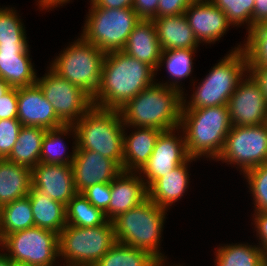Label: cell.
Segmentation results:
<instances>
[{
  "mask_svg": "<svg viewBox=\"0 0 267 266\" xmlns=\"http://www.w3.org/2000/svg\"><path fill=\"white\" fill-rule=\"evenodd\" d=\"M155 71L147 64L123 51L106 53L100 86L92 105L101 109L119 110L156 80Z\"/></svg>",
  "mask_w": 267,
  "mask_h": 266,
  "instance_id": "obj_1",
  "label": "cell"
},
{
  "mask_svg": "<svg viewBox=\"0 0 267 266\" xmlns=\"http://www.w3.org/2000/svg\"><path fill=\"white\" fill-rule=\"evenodd\" d=\"M183 92L154 82L119 111L126 128L151 127L167 131L180 127Z\"/></svg>",
  "mask_w": 267,
  "mask_h": 266,
  "instance_id": "obj_2",
  "label": "cell"
},
{
  "mask_svg": "<svg viewBox=\"0 0 267 266\" xmlns=\"http://www.w3.org/2000/svg\"><path fill=\"white\" fill-rule=\"evenodd\" d=\"M232 127L227 105L182 109L180 128L185 137L188 155L216 160Z\"/></svg>",
  "mask_w": 267,
  "mask_h": 266,
  "instance_id": "obj_3",
  "label": "cell"
},
{
  "mask_svg": "<svg viewBox=\"0 0 267 266\" xmlns=\"http://www.w3.org/2000/svg\"><path fill=\"white\" fill-rule=\"evenodd\" d=\"M167 211L145 199L112 221L116 242L148 251L160 263H166L167 256L159 246Z\"/></svg>",
  "mask_w": 267,
  "mask_h": 266,
  "instance_id": "obj_4",
  "label": "cell"
},
{
  "mask_svg": "<svg viewBox=\"0 0 267 266\" xmlns=\"http://www.w3.org/2000/svg\"><path fill=\"white\" fill-rule=\"evenodd\" d=\"M76 150H91L114 160L123 170L124 124L119 110L92 106L74 125Z\"/></svg>",
  "mask_w": 267,
  "mask_h": 266,
  "instance_id": "obj_5",
  "label": "cell"
},
{
  "mask_svg": "<svg viewBox=\"0 0 267 266\" xmlns=\"http://www.w3.org/2000/svg\"><path fill=\"white\" fill-rule=\"evenodd\" d=\"M239 44L229 51L223 59L213 66L199 86H195V91L186 101L183 96L182 109H197L205 107H215L227 105L230 96L234 93L240 80L248 72L247 60L244 51ZM201 83V84H200Z\"/></svg>",
  "mask_w": 267,
  "mask_h": 266,
  "instance_id": "obj_6",
  "label": "cell"
},
{
  "mask_svg": "<svg viewBox=\"0 0 267 266\" xmlns=\"http://www.w3.org/2000/svg\"><path fill=\"white\" fill-rule=\"evenodd\" d=\"M115 243L111 221L95 227L66 225L58 235L59 258L63 266H93Z\"/></svg>",
  "mask_w": 267,
  "mask_h": 266,
  "instance_id": "obj_7",
  "label": "cell"
},
{
  "mask_svg": "<svg viewBox=\"0 0 267 266\" xmlns=\"http://www.w3.org/2000/svg\"><path fill=\"white\" fill-rule=\"evenodd\" d=\"M71 43L51 61L49 67L93 98L100 86L106 53L81 36Z\"/></svg>",
  "mask_w": 267,
  "mask_h": 266,
  "instance_id": "obj_8",
  "label": "cell"
},
{
  "mask_svg": "<svg viewBox=\"0 0 267 266\" xmlns=\"http://www.w3.org/2000/svg\"><path fill=\"white\" fill-rule=\"evenodd\" d=\"M81 37L105 53L122 51L141 18L133 8L94 7L86 15Z\"/></svg>",
  "mask_w": 267,
  "mask_h": 266,
  "instance_id": "obj_9",
  "label": "cell"
},
{
  "mask_svg": "<svg viewBox=\"0 0 267 266\" xmlns=\"http://www.w3.org/2000/svg\"><path fill=\"white\" fill-rule=\"evenodd\" d=\"M0 247L12 261L31 266H55L59 259L58 234L40 227L9 234Z\"/></svg>",
  "mask_w": 267,
  "mask_h": 266,
  "instance_id": "obj_10",
  "label": "cell"
},
{
  "mask_svg": "<svg viewBox=\"0 0 267 266\" xmlns=\"http://www.w3.org/2000/svg\"><path fill=\"white\" fill-rule=\"evenodd\" d=\"M216 161L236 165L244 174L267 163V122L260 125L232 126Z\"/></svg>",
  "mask_w": 267,
  "mask_h": 266,
  "instance_id": "obj_11",
  "label": "cell"
},
{
  "mask_svg": "<svg viewBox=\"0 0 267 266\" xmlns=\"http://www.w3.org/2000/svg\"><path fill=\"white\" fill-rule=\"evenodd\" d=\"M36 84L53 106L64 125H74L93 105L92 98L80 87L65 80L50 67Z\"/></svg>",
  "mask_w": 267,
  "mask_h": 266,
  "instance_id": "obj_12",
  "label": "cell"
},
{
  "mask_svg": "<svg viewBox=\"0 0 267 266\" xmlns=\"http://www.w3.org/2000/svg\"><path fill=\"white\" fill-rule=\"evenodd\" d=\"M180 130L181 128L178 127L162 131L159 134L148 162L139 171L147 188L158 178L170 173L190 158L186 148L184 133ZM176 131L178 134H175L177 133ZM179 132H182V134L179 135Z\"/></svg>",
  "mask_w": 267,
  "mask_h": 266,
  "instance_id": "obj_13",
  "label": "cell"
},
{
  "mask_svg": "<svg viewBox=\"0 0 267 266\" xmlns=\"http://www.w3.org/2000/svg\"><path fill=\"white\" fill-rule=\"evenodd\" d=\"M227 106L232 126L260 125L267 122L266 98L248 72L230 96Z\"/></svg>",
  "mask_w": 267,
  "mask_h": 266,
  "instance_id": "obj_14",
  "label": "cell"
},
{
  "mask_svg": "<svg viewBox=\"0 0 267 266\" xmlns=\"http://www.w3.org/2000/svg\"><path fill=\"white\" fill-rule=\"evenodd\" d=\"M71 167L77 193L95 184L111 183L123 171L114 160L91 150H76Z\"/></svg>",
  "mask_w": 267,
  "mask_h": 266,
  "instance_id": "obj_15",
  "label": "cell"
},
{
  "mask_svg": "<svg viewBox=\"0 0 267 266\" xmlns=\"http://www.w3.org/2000/svg\"><path fill=\"white\" fill-rule=\"evenodd\" d=\"M31 179L33 188L65 206L77 194L71 165L39 163Z\"/></svg>",
  "mask_w": 267,
  "mask_h": 266,
  "instance_id": "obj_16",
  "label": "cell"
},
{
  "mask_svg": "<svg viewBox=\"0 0 267 266\" xmlns=\"http://www.w3.org/2000/svg\"><path fill=\"white\" fill-rule=\"evenodd\" d=\"M184 14L200 44H214L232 27L226 14L210 0L194 1Z\"/></svg>",
  "mask_w": 267,
  "mask_h": 266,
  "instance_id": "obj_17",
  "label": "cell"
},
{
  "mask_svg": "<svg viewBox=\"0 0 267 266\" xmlns=\"http://www.w3.org/2000/svg\"><path fill=\"white\" fill-rule=\"evenodd\" d=\"M17 102V119L22 126L54 129L64 125L37 84L18 88Z\"/></svg>",
  "mask_w": 267,
  "mask_h": 266,
  "instance_id": "obj_18",
  "label": "cell"
},
{
  "mask_svg": "<svg viewBox=\"0 0 267 266\" xmlns=\"http://www.w3.org/2000/svg\"><path fill=\"white\" fill-rule=\"evenodd\" d=\"M148 198V188L139 172L122 171L111 182V200L104 212L108 221L139 205Z\"/></svg>",
  "mask_w": 267,
  "mask_h": 266,
  "instance_id": "obj_19",
  "label": "cell"
},
{
  "mask_svg": "<svg viewBox=\"0 0 267 266\" xmlns=\"http://www.w3.org/2000/svg\"><path fill=\"white\" fill-rule=\"evenodd\" d=\"M29 56V45H0V78L12 88L36 84L37 74Z\"/></svg>",
  "mask_w": 267,
  "mask_h": 266,
  "instance_id": "obj_20",
  "label": "cell"
},
{
  "mask_svg": "<svg viewBox=\"0 0 267 266\" xmlns=\"http://www.w3.org/2000/svg\"><path fill=\"white\" fill-rule=\"evenodd\" d=\"M127 55L149 65L155 72L162 55L153 20L141 19L128 37L122 50Z\"/></svg>",
  "mask_w": 267,
  "mask_h": 266,
  "instance_id": "obj_21",
  "label": "cell"
},
{
  "mask_svg": "<svg viewBox=\"0 0 267 266\" xmlns=\"http://www.w3.org/2000/svg\"><path fill=\"white\" fill-rule=\"evenodd\" d=\"M130 135H123V171L139 172L148 162L156 140L162 132L151 127H134Z\"/></svg>",
  "mask_w": 267,
  "mask_h": 266,
  "instance_id": "obj_22",
  "label": "cell"
},
{
  "mask_svg": "<svg viewBox=\"0 0 267 266\" xmlns=\"http://www.w3.org/2000/svg\"><path fill=\"white\" fill-rule=\"evenodd\" d=\"M195 160L197 159L190 157L170 173L158 178L148 188V198L159 207L169 210L187 191L190 183L188 165Z\"/></svg>",
  "mask_w": 267,
  "mask_h": 266,
  "instance_id": "obj_23",
  "label": "cell"
},
{
  "mask_svg": "<svg viewBox=\"0 0 267 266\" xmlns=\"http://www.w3.org/2000/svg\"><path fill=\"white\" fill-rule=\"evenodd\" d=\"M162 51L170 49H198L200 43L184 13L152 19Z\"/></svg>",
  "mask_w": 267,
  "mask_h": 266,
  "instance_id": "obj_24",
  "label": "cell"
},
{
  "mask_svg": "<svg viewBox=\"0 0 267 266\" xmlns=\"http://www.w3.org/2000/svg\"><path fill=\"white\" fill-rule=\"evenodd\" d=\"M31 187V169L0 159V207L26 197Z\"/></svg>",
  "mask_w": 267,
  "mask_h": 266,
  "instance_id": "obj_25",
  "label": "cell"
},
{
  "mask_svg": "<svg viewBox=\"0 0 267 266\" xmlns=\"http://www.w3.org/2000/svg\"><path fill=\"white\" fill-rule=\"evenodd\" d=\"M31 202L34 227L53 231L59 235L66 223V206L52 200L31 187L27 195Z\"/></svg>",
  "mask_w": 267,
  "mask_h": 266,
  "instance_id": "obj_26",
  "label": "cell"
},
{
  "mask_svg": "<svg viewBox=\"0 0 267 266\" xmlns=\"http://www.w3.org/2000/svg\"><path fill=\"white\" fill-rule=\"evenodd\" d=\"M46 130L39 126H22L7 159L32 170L40 163L42 139Z\"/></svg>",
  "mask_w": 267,
  "mask_h": 266,
  "instance_id": "obj_27",
  "label": "cell"
},
{
  "mask_svg": "<svg viewBox=\"0 0 267 266\" xmlns=\"http://www.w3.org/2000/svg\"><path fill=\"white\" fill-rule=\"evenodd\" d=\"M72 132V134H71ZM73 135L74 146L72 153L66 152V144L63 142L62 136ZM77 149V137L75 127L73 125H63L54 129H47L42 139V148L40 154V163L46 164H67L72 165ZM67 153V155H66Z\"/></svg>",
  "mask_w": 267,
  "mask_h": 266,
  "instance_id": "obj_28",
  "label": "cell"
},
{
  "mask_svg": "<svg viewBox=\"0 0 267 266\" xmlns=\"http://www.w3.org/2000/svg\"><path fill=\"white\" fill-rule=\"evenodd\" d=\"M34 227L28 196L0 207V242L9 234Z\"/></svg>",
  "mask_w": 267,
  "mask_h": 266,
  "instance_id": "obj_29",
  "label": "cell"
},
{
  "mask_svg": "<svg viewBox=\"0 0 267 266\" xmlns=\"http://www.w3.org/2000/svg\"><path fill=\"white\" fill-rule=\"evenodd\" d=\"M197 49H170L162 51V55L157 68L160 69L163 65L170 75L168 82H159L165 86L173 87L184 93L181 82L183 79L190 77L193 70V54ZM182 88V89H181Z\"/></svg>",
  "mask_w": 267,
  "mask_h": 266,
  "instance_id": "obj_30",
  "label": "cell"
},
{
  "mask_svg": "<svg viewBox=\"0 0 267 266\" xmlns=\"http://www.w3.org/2000/svg\"><path fill=\"white\" fill-rule=\"evenodd\" d=\"M214 253V266H263V249L259 245L223 244Z\"/></svg>",
  "mask_w": 267,
  "mask_h": 266,
  "instance_id": "obj_31",
  "label": "cell"
},
{
  "mask_svg": "<svg viewBox=\"0 0 267 266\" xmlns=\"http://www.w3.org/2000/svg\"><path fill=\"white\" fill-rule=\"evenodd\" d=\"M160 264L148 251L116 242L93 266H159Z\"/></svg>",
  "mask_w": 267,
  "mask_h": 266,
  "instance_id": "obj_32",
  "label": "cell"
},
{
  "mask_svg": "<svg viewBox=\"0 0 267 266\" xmlns=\"http://www.w3.org/2000/svg\"><path fill=\"white\" fill-rule=\"evenodd\" d=\"M108 221L105 213L93 206L81 193L66 205V223L76 227H95Z\"/></svg>",
  "mask_w": 267,
  "mask_h": 266,
  "instance_id": "obj_33",
  "label": "cell"
},
{
  "mask_svg": "<svg viewBox=\"0 0 267 266\" xmlns=\"http://www.w3.org/2000/svg\"><path fill=\"white\" fill-rule=\"evenodd\" d=\"M242 45L248 67H267V22L253 26Z\"/></svg>",
  "mask_w": 267,
  "mask_h": 266,
  "instance_id": "obj_34",
  "label": "cell"
},
{
  "mask_svg": "<svg viewBox=\"0 0 267 266\" xmlns=\"http://www.w3.org/2000/svg\"><path fill=\"white\" fill-rule=\"evenodd\" d=\"M15 8H0V45H28L26 29Z\"/></svg>",
  "mask_w": 267,
  "mask_h": 266,
  "instance_id": "obj_35",
  "label": "cell"
},
{
  "mask_svg": "<svg viewBox=\"0 0 267 266\" xmlns=\"http://www.w3.org/2000/svg\"><path fill=\"white\" fill-rule=\"evenodd\" d=\"M228 17L232 26L240 27L246 24L249 31L252 28L255 0H210Z\"/></svg>",
  "mask_w": 267,
  "mask_h": 266,
  "instance_id": "obj_36",
  "label": "cell"
},
{
  "mask_svg": "<svg viewBox=\"0 0 267 266\" xmlns=\"http://www.w3.org/2000/svg\"><path fill=\"white\" fill-rule=\"evenodd\" d=\"M243 176L253 196L254 212H267V163L248 170Z\"/></svg>",
  "mask_w": 267,
  "mask_h": 266,
  "instance_id": "obj_37",
  "label": "cell"
},
{
  "mask_svg": "<svg viewBox=\"0 0 267 266\" xmlns=\"http://www.w3.org/2000/svg\"><path fill=\"white\" fill-rule=\"evenodd\" d=\"M21 127L18 119L0 120V159L8 158L18 140Z\"/></svg>",
  "mask_w": 267,
  "mask_h": 266,
  "instance_id": "obj_38",
  "label": "cell"
},
{
  "mask_svg": "<svg viewBox=\"0 0 267 266\" xmlns=\"http://www.w3.org/2000/svg\"><path fill=\"white\" fill-rule=\"evenodd\" d=\"M93 206L105 212L111 200V183L95 184L81 193Z\"/></svg>",
  "mask_w": 267,
  "mask_h": 266,
  "instance_id": "obj_39",
  "label": "cell"
},
{
  "mask_svg": "<svg viewBox=\"0 0 267 266\" xmlns=\"http://www.w3.org/2000/svg\"><path fill=\"white\" fill-rule=\"evenodd\" d=\"M18 88H11L5 95L0 97V120L1 119H17Z\"/></svg>",
  "mask_w": 267,
  "mask_h": 266,
  "instance_id": "obj_40",
  "label": "cell"
},
{
  "mask_svg": "<svg viewBox=\"0 0 267 266\" xmlns=\"http://www.w3.org/2000/svg\"><path fill=\"white\" fill-rule=\"evenodd\" d=\"M195 0H159L157 17L174 16L185 13Z\"/></svg>",
  "mask_w": 267,
  "mask_h": 266,
  "instance_id": "obj_41",
  "label": "cell"
},
{
  "mask_svg": "<svg viewBox=\"0 0 267 266\" xmlns=\"http://www.w3.org/2000/svg\"><path fill=\"white\" fill-rule=\"evenodd\" d=\"M159 0H134L132 8L141 19L152 20L157 18Z\"/></svg>",
  "mask_w": 267,
  "mask_h": 266,
  "instance_id": "obj_42",
  "label": "cell"
},
{
  "mask_svg": "<svg viewBox=\"0 0 267 266\" xmlns=\"http://www.w3.org/2000/svg\"><path fill=\"white\" fill-rule=\"evenodd\" d=\"M252 220L255 225L256 237L261 240L259 246L264 249L267 246V212H254Z\"/></svg>",
  "mask_w": 267,
  "mask_h": 266,
  "instance_id": "obj_43",
  "label": "cell"
},
{
  "mask_svg": "<svg viewBox=\"0 0 267 266\" xmlns=\"http://www.w3.org/2000/svg\"><path fill=\"white\" fill-rule=\"evenodd\" d=\"M248 73L258 83L267 101V67H248Z\"/></svg>",
  "mask_w": 267,
  "mask_h": 266,
  "instance_id": "obj_44",
  "label": "cell"
},
{
  "mask_svg": "<svg viewBox=\"0 0 267 266\" xmlns=\"http://www.w3.org/2000/svg\"><path fill=\"white\" fill-rule=\"evenodd\" d=\"M94 7L110 9L132 8L134 0H90Z\"/></svg>",
  "mask_w": 267,
  "mask_h": 266,
  "instance_id": "obj_45",
  "label": "cell"
},
{
  "mask_svg": "<svg viewBox=\"0 0 267 266\" xmlns=\"http://www.w3.org/2000/svg\"><path fill=\"white\" fill-rule=\"evenodd\" d=\"M267 22V0H255L252 27Z\"/></svg>",
  "mask_w": 267,
  "mask_h": 266,
  "instance_id": "obj_46",
  "label": "cell"
},
{
  "mask_svg": "<svg viewBox=\"0 0 267 266\" xmlns=\"http://www.w3.org/2000/svg\"><path fill=\"white\" fill-rule=\"evenodd\" d=\"M39 9L50 10L51 8H56L63 6L65 3H69L70 0H37ZM60 5V6H59Z\"/></svg>",
  "mask_w": 267,
  "mask_h": 266,
  "instance_id": "obj_47",
  "label": "cell"
},
{
  "mask_svg": "<svg viewBox=\"0 0 267 266\" xmlns=\"http://www.w3.org/2000/svg\"><path fill=\"white\" fill-rule=\"evenodd\" d=\"M12 87L4 81L2 78H0V97L5 95Z\"/></svg>",
  "mask_w": 267,
  "mask_h": 266,
  "instance_id": "obj_48",
  "label": "cell"
},
{
  "mask_svg": "<svg viewBox=\"0 0 267 266\" xmlns=\"http://www.w3.org/2000/svg\"><path fill=\"white\" fill-rule=\"evenodd\" d=\"M0 266H11V259L5 254V252L4 254L0 253Z\"/></svg>",
  "mask_w": 267,
  "mask_h": 266,
  "instance_id": "obj_49",
  "label": "cell"
},
{
  "mask_svg": "<svg viewBox=\"0 0 267 266\" xmlns=\"http://www.w3.org/2000/svg\"><path fill=\"white\" fill-rule=\"evenodd\" d=\"M263 266H267V246L263 249Z\"/></svg>",
  "mask_w": 267,
  "mask_h": 266,
  "instance_id": "obj_50",
  "label": "cell"
},
{
  "mask_svg": "<svg viewBox=\"0 0 267 266\" xmlns=\"http://www.w3.org/2000/svg\"><path fill=\"white\" fill-rule=\"evenodd\" d=\"M11 266H31L26 263L15 262L11 260Z\"/></svg>",
  "mask_w": 267,
  "mask_h": 266,
  "instance_id": "obj_51",
  "label": "cell"
},
{
  "mask_svg": "<svg viewBox=\"0 0 267 266\" xmlns=\"http://www.w3.org/2000/svg\"><path fill=\"white\" fill-rule=\"evenodd\" d=\"M159 266H166V264L165 263H161ZM168 266V265H167ZM170 266V265H169ZM172 266V265H171ZM174 266H182V265H175L174 264Z\"/></svg>",
  "mask_w": 267,
  "mask_h": 266,
  "instance_id": "obj_52",
  "label": "cell"
}]
</instances>
